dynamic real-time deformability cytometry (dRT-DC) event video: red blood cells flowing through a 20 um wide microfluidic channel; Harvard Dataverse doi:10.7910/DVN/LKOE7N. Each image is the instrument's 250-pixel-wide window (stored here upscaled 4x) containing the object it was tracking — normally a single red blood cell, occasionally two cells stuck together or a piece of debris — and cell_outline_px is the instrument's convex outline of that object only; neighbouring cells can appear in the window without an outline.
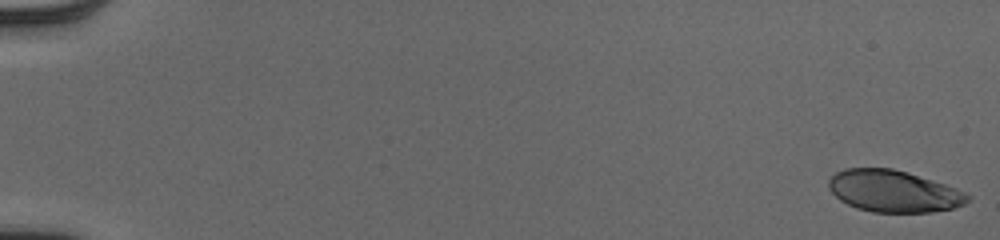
{"species": "human", "species_latin": "Homo sapiens", "temperature_condition": "cold", "stored_images_in_passage": 53, "camera_frame_rate_fps": 3000, "um_per_image_px": 0.085, "donor": {"sex": "male"}, "frame": {"image": 1, "passage_image": 1, "time_ms": 0.0, "image_size_px": [1000, 240], "cell_outline_px": [[972, 196], [964, 204], [952, 208], [932, 212], [872, 212], [856, 208], [840, 200], [828, 188], [828, 180], [836, 172], [844, 168], [892, 168], [932, 180], [956, 188]], "centroid_in_image_um": [75.93, 16.25], "position_along_channel_um": 9.1, "area_um2": 33.7}}
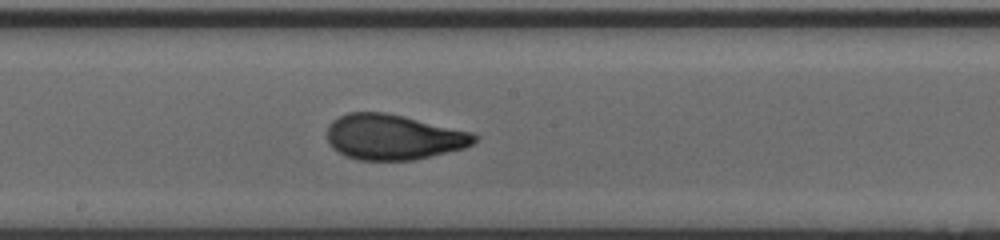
{"frame": {"image": 2, "passage_image": 31, "time_ms": 10.0, "image_size_px": [1000, 240], "cell_outline_px": [[480, 136], [472, 144], [464, 148], [412, 160], [356, 160], [344, 156], [332, 148], [328, 144], [328, 124], [332, 120], [348, 112], [384, 112], [404, 116], [472, 132]], "centroid_in_image_um": [33.41, 11.65], "position_along_channel_um": 214.8, "area_um2": 39.02}}
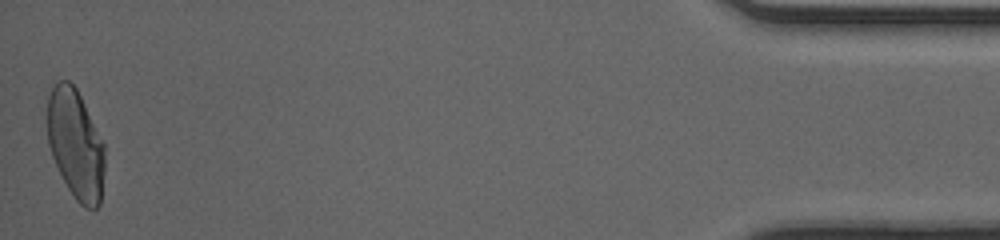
{"frame": {"image": 3, "passage_image": 53, "time_ms": 17.333, "image_size_px": [1000, 240], "cell_outline_px": [[104, 172], [100, 204], [96, 208], [84, 208], [76, 200], [68, 188], [52, 156], [48, 144], [48, 96], [52, 88], [60, 80], [68, 80], [76, 88], [104, 144]], "centroid_in_image_um": [6.43, 12.28], "position_along_channel_um": 428.8, "area_um2": 36.18}, "authors_computed_cell_mechanics": {"area_um2": 37.1654, "velocity_mm_per_s": 4.018, "shape_relaxation_time_tau1_ms": 4.2183, "shape_relaxation_time_tau2_ms": 0.8013, "deformation_change_tau1": 0.1929, "deformation_change_tau2": 0.0715}}